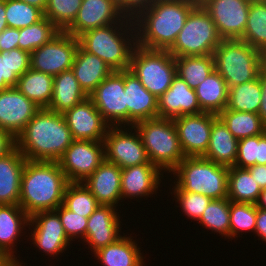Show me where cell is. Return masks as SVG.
Listing matches in <instances>:
<instances>
[{
	"instance_id": "f907efd6",
	"label": "cell",
	"mask_w": 266,
	"mask_h": 266,
	"mask_svg": "<svg viewBox=\"0 0 266 266\" xmlns=\"http://www.w3.org/2000/svg\"><path fill=\"white\" fill-rule=\"evenodd\" d=\"M259 78L261 82L262 98L258 114L266 127V61L263 63L260 69Z\"/></svg>"
},
{
	"instance_id": "cb8c5ba5",
	"label": "cell",
	"mask_w": 266,
	"mask_h": 266,
	"mask_svg": "<svg viewBox=\"0 0 266 266\" xmlns=\"http://www.w3.org/2000/svg\"><path fill=\"white\" fill-rule=\"evenodd\" d=\"M162 171L152 163H144L121 169V197H144L156 193ZM157 189V190H156Z\"/></svg>"
},
{
	"instance_id": "f6af8a7d",
	"label": "cell",
	"mask_w": 266,
	"mask_h": 266,
	"mask_svg": "<svg viewBox=\"0 0 266 266\" xmlns=\"http://www.w3.org/2000/svg\"><path fill=\"white\" fill-rule=\"evenodd\" d=\"M173 188L174 197L177 199L176 202L179 201L182 212L192 220L198 221L212 199L203 194L182 191L176 185Z\"/></svg>"
},
{
	"instance_id": "ee69618b",
	"label": "cell",
	"mask_w": 266,
	"mask_h": 266,
	"mask_svg": "<svg viewBox=\"0 0 266 266\" xmlns=\"http://www.w3.org/2000/svg\"><path fill=\"white\" fill-rule=\"evenodd\" d=\"M257 207L253 203L230 201V231L229 237H238L241 231L255 232Z\"/></svg>"
},
{
	"instance_id": "9a60e30c",
	"label": "cell",
	"mask_w": 266,
	"mask_h": 266,
	"mask_svg": "<svg viewBox=\"0 0 266 266\" xmlns=\"http://www.w3.org/2000/svg\"><path fill=\"white\" fill-rule=\"evenodd\" d=\"M249 5L248 0H211L203 8L222 39H240L245 32Z\"/></svg>"
},
{
	"instance_id": "836d02e7",
	"label": "cell",
	"mask_w": 266,
	"mask_h": 266,
	"mask_svg": "<svg viewBox=\"0 0 266 266\" xmlns=\"http://www.w3.org/2000/svg\"><path fill=\"white\" fill-rule=\"evenodd\" d=\"M218 117L237 140L266 132V127L259 114L233 111L225 108Z\"/></svg>"
},
{
	"instance_id": "5b68a950",
	"label": "cell",
	"mask_w": 266,
	"mask_h": 266,
	"mask_svg": "<svg viewBox=\"0 0 266 266\" xmlns=\"http://www.w3.org/2000/svg\"><path fill=\"white\" fill-rule=\"evenodd\" d=\"M213 56L215 70L228 88L256 79L266 61L265 55L240 39H222Z\"/></svg>"
},
{
	"instance_id": "c3c4849f",
	"label": "cell",
	"mask_w": 266,
	"mask_h": 266,
	"mask_svg": "<svg viewBox=\"0 0 266 266\" xmlns=\"http://www.w3.org/2000/svg\"><path fill=\"white\" fill-rule=\"evenodd\" d=\"M19 29L7 27L0 33V52L18 48Z\"/></svg>"
},
{
	"instance_id": "7dc6e473",
	"label": "cell",
	"mask_w": 266,
	"mask_h": 266,
	"mask_svg": "<svg viewBox=\"0 0 266 266\" xmlns=\"http://www.w3.org/2000/svg\"><path fill=\"white\" fill-rule=\"evenodd\" d=\"M259 152V135L240 139L235 167L247 169L256 164Z\"/></svg>"
},
{
	"instance_id": "277c9868",
	"label": "cell",
	"mask_w": 266,
	"mask_h": 266,
	"mask_svg": "<svg viewBox=\"0 0 266 266\" xmlns=\"http://www.w3.org/2000/svg\"><path fill=\"white\" fill-rule=\"evenodd\" d=\"M78 40L86 52L101 58L113 71L128 70L136 46L134 21L124 17L118 23L89 30Z\"/></svg>"
},
{
	"instance_id": "1f68e13d",
	"label": "cell",
	"mask_w": 266,
	"mask_h": 266,
	"mask_svg": "<svg viewBox=\"0 0 266 266\" xmlns=\"http://www.w3.org/2000/svg\"><path fill=\"white\" fill-rule=\"evenodd\" d=\"M54 76L28 69L19 79L16 88L40 108H47L53 94Z\"/></svg>"
},
{
	"instance_id": "74e56055",
	"label": "cell",
	"mask_w": 266,
	"mask_h": 266,
	"mask_svg": "<svg viewBox=\"0 0 266 266\" xmlns=\"http://www.w3.org/2000/svg\"><path fill=\"white\" fill-rule=\"evenodd\" d=\"M30 69V53L20 48L0 52V82L16 87L19 77Z\"/></svg>"
},
{
	"instance_id": "be15d7a7",
	"label": "cell",
	"mask_w": 266,
	"mask_h": 266,
	"mask_svg": "<svg viewBox=\"0 0 266 266\" xmlns=\"http://www.w3.org/2000/svg\"><path fill=\"white\" fill-rule=\"evenodd\" d=\"M10 86L6 82H0V91L8 89Z\"/></svg>"
},
{
	"instance_id": "ffe728a7",
	"label": "cell",
	"mask_w": 266,
	"mask_h": 266,
	"mask_svg": "<svg viewBox=\"0 0 266 266\" xmlns=\"http://www.w3.org/2000/svg\"><path fill=\"white\" fill-rule=\"evenodd\" d=\"M112 205H99L88 217L86 236L84 242L91 246L93 253L115 242L121 237L120 218L116 207Z\"/></svg>"
},
{
	"instance_id": "d590c367",
	"label": "cell",
	"mask_w": 266,
	"mask_h": 266,
	"mask_svg": "<svg viewBox=\"0 0 266 266\" xmlns=\"http://www.w3.org/2000/svg\"><path fill=\"white\" fill-rule=\"evenodd\" d=\"M261 82L259 76L249 82L229 87L227 109L258 114L261 105Z\"/></svg>"
},
{
	"instance_id": "11a10c76",
	"label": "cell",
	"mask_w": 266,
	"mask_h": 266,
	"mask_svg": "<svg viewBox=\"0 0 266 266\" xmlns=\"http://www.w3.org/2000/svg\"><path fill=\"white\" fill-rule=\"evenodd\" d=\"M256 164L266 165V132L259 135V152Z\"/></svg>"
},
{
	"instance_id": "83f0119b",
	"label": "cell",
	"mask_w": 266,
	"mask_h": 266,
	"mask_svg": "<svg viewBox=\"0 0 266 266\" xmlns=\"http://www.w3.org/2000/svg\"><path fill=\"white\" fill-rule=\"evenodd\" d=\"M238 142L223 121L217 117L212 122L209 145L204 158L217 164L232 167L238 153Z\"/></svg>"
},
{
	"instance_id": "9f6ffc18",
	"label": "cell",
	"mask_w": 266,
	"mask_h": 266,
	"mask_svg": "<svg viewBox=\"0 0 266 266\" xmlns=\"http://www.w3.org/2000/svg\"><path fill=\"white\" fill-rule=\"evenodd\" d=\"M7 28L5 0L0 1V33Z\"/></svg>"
},
{
	"instance_id": "e7e4bbea",
	"label": "cell",
	"mask_w": 266,
	"mask_h": 266,
	"mask_svg": "<svg viewBox=\"0 0 266 266\" xmlns=\"http://www.w3.org/2000/svg\"><path fill=\"white\" fill-rule=\"evenodd\" d=\"M250 3L251 2H265L266 0H248Z\"/></svg>"
},
{
	"instance_id": "2e32d148",
	"label": "cell",
	"mask_w": 266,
	"mask_h": 266,
	"mask_svg": "<svg viewBox=\"0 0 266 266\" xmlns=\"http://www.w3.org/2000/svg\"><path fill=\"white\" fill-rule=\"evenodd\" d=\"M63 116L73 140L103 141L110 127L89 96Z\"/></svg>"
},
{
	"instance_id": "d4e9b609",
	"label": "cell",
	"mask_w": 266,
	"mask_h": 266,
	"mask_svg": "<svg viewBox=\"0 0 266 266\" xmlns=\"http://www.w3.org/2000/svg\"><path fill=\"white\" fill-rule=\"evenodd\" d=\"M25 156L14 147L0 158V205H19Z\"/></svg>"
},
{
	"instance_id": "ac0fdd59",
	"label": "cell",
	"mask_w": 266,
	"mask_h": 266,
	"mask_svg": "<svg viewBox=\"0 0 266 266\" xmlns=\"http://www.w3.org/2000/svg\"><path fill=\"white\" fill-rule=\"evenodd\" d=\"M35 225V226H34ZM29 226L33 227L31 231L32 241L35 247L39 248L47 255L63 253L70 245L61 219L58 213L54 211H41L33 214L29 220Z\"/></svg>"
},
{
	"instance_id": "d6986e66",
	"label": "cell",
	"mask_w": 266,
	"mask_h": 266,
	"mask_svg": "<svg viewBox=\"0 0 266 266\" xmlns=\"http://www.w3.org/2000/svg\"><path fill=\"white\" fill-rule=\"evenodd\" d=\"M122 18L111 0H82L74 22L65 32L78 38L89 30L118 23Z\"/></svg>"
},
{
	"instance_id": "ba28073f",
	"label": "cell",
	"mask_w": 266,
	"mask_h": 266,
	"mask_svg": "<svg viewBox=\"0 0 266 266\" xmlns=\"http://www.w3.org/2000/svg\"><path fill=\"white\" fill-rule=\"evenodd\" d=\"M156 98L164 94L176 74L175 57L168 50H151L136 45L128 69Z\"/></svg>"
},
{
	"instance_id": "b9f144b4",
	"label": "cell",
	"mask_w": 266,
	"mask_h": 266,
	"mask_svg": "<svg viewBox=\"0 0 266 266\" xmlns=\"http://www.w3.org/2000/svg\"><path fill=\"white\" fill-rule=\"evenodd\" d=\"M7 27L16 29L29 27L44 17V13L36 6L20 0H5Z\"/></svg>"
},
{
	"instance_id": "f1b7e54d",
	"label": "cell",
	"mask_w": 266,
	"mask_h": 266,
	"mask_svg": "<svg viewBox=\"0 0 266 266\" xmlns=\"http://www.w3.org/2000/svg\"><path fill=\"white\" fill-rule=\"evenodd\" d=\"M87 97L74 72L67 70L54 76L52 99L46 109L63 114Z\"/></svg>"
},
{
	"instance_id": "6da1fadb",
	"label": "cell",
	"mask_w": 266,
	"mask_h": 266,
	"mask_svg": "<svg viewBox=\"0 0 266 266\" xmlns=\"http://www.w3.org/2000/svg\"><path fill=\"white\" fill-rule=\"evenodd\" d=\"M73 141L63 114L41 108L15 139L28 161L58 162Z\"/></svg>"
},
{
	"instance_id": "03108f58",
	"label": "cell",
	"mask_w": 266,
	"mask_h": 266,
	"mask_svg": "<svg viewBox=\"0 0 266 266\" xmlns=\"http://www.w3.org/2000/svg\"><path fill=\"white\" fill-rule=\"evenodd\" d=\"M22 264H23V263H21V262L19 263V262H18V263L15 264L14 266H22ZM24 266H25V265H24Z\"/></svg>"
},
{
	"instance_id": "44dd1931",
	"label": "cell",
	"mask_w": 266,
	"mask_h": 266,
	"mask_svg": "<svg viewBox=\"0 0 266 266\" xmlns=\"http://www.w3.org/2000/svg\"><path fill=\"white\" fill-rule=\"evenodd\" d=\"M195 89L176 75L169 89L158 98V118L201 113Z\"/></svg>"
},
{
	"instance_id": "7a4b0ae2",
	"label": "cell",
	"mask_w": 266,
	"mask_h": 266,
	"mask_svg": "<svg viewBox=\"0 0 266 266\" xmlns=\"http://www.w3.org/2000/svg\"><path fill=\"white\" fill-rule=\"evenodd\" d=\"M194 7L188 0H156L133 20L136 45L151 50H169Z\"/></svg>"
},
{
	"instance_id": "6f0895ef",
	"label": "cell",
	"mask_w": 266,
	"mask_h": 266,
	"mask_svg": "<svg viewBox=\"0 0 266 266\" xmlns=\"http://www.w3.org/2000/svg\"><path fill=\"white\" fill-rule=\"evenodd\" d=\"M20 1H23L29 5L36 6L39 9H41L43 12L47 5V0H20Z\"/></svg>"
},
{
	"instance_id": "6125c7cd",
	"label": "cell",
	"mask_w": 266,
	"mask_h": 266,
	"mask_svg": "<svg viewBox=\"0 0 266 266\" xmlns=\"http://www.w3.org/2000/svg\"><path fill=\"white\" fill-rule=\"evenodd\" d=\"M192 3L195 7H203L211 0H188Z\"/></svg>"
},
{
	"instance_id": "f35d334b",
	"label": "cell",
	"mask_w": 266,
	"mask_h": 266,
	"mask_svg": "<svg viewBox=\"0 0 266 266\" xmlns=\"http://www.w3.org/2000/svg\"><path fill=\"white\" fill-rule=\"evenodd\" d=\"M73 213L88 218L100 205L83 182H69L62 203Z\"/></svg>"
},
{
	"instance_id": "7c38bea8",
	"label": "cell",
	"mask_w": 266,
	"mask_h": 266,
	"mask_svg": "<svg viewBox=\"0 0 266 266\" xmlns=\"http://www.w3.org/2000/svg\"><path fill=\"white\" fill-rule=\"evenodd\" d=\"M130 128L126 131L122 129V125L110 126L103 139L105 160L121 169L151 163L138 131L133 126Z\"/></svg>"
},
{
	"instance_id": "603a6c76",
	"label": "cell",
	"mask_w": 266,
	"mask_h": 266,
	"mask_svg": "<svg viewBox=\"0 0 266 266\" xmlns=\"http://www.w3.org/2000/svg\"><path fill=\"white\" fill-rule=\"evenodd\" d=\"M100 205L118 206L121 197V168L104 160L83 182Z\"/></svg>"
},
{
	"instance_id": "94428289",
	"label": "cell",
	"mask_w": 266,
	"mask_h": 266,
	"mask_svg": "<svg viewBox=\"0 0 266 266\" xmlns=\"http://www.w3.org/2000/svg\"><path fill=\"white\" fill-rule=\"evenodd\" d=\"M15 263L5 255L0 254V266H14Z\"/></svg>"
},
{
	"instance_id": "484cf974",
	"label": "cell",
	"mask_w": 266,
	"mask_h": 266,
	"mask_svg": "<svg viewBox=\"0 0 266 266\" xmlns=\"http://www.w3.org/2000/svg\"><path fill=\"white\" fill-rule=\"evenodd\" d=\"M29 220L30 217L20 205H0V254L5 255L15 264L20 261L15 257L13 247L23 233L21 231L24 226L29 225Z\"/></svg>"
},
{
	"instance_id": "816d5d0a",
	"label": "cell",
	"mask_w": 266,
	"mask_h": 266,
	"mask_svg": "<svg viewBox=\"0 0 266 266\" xmlns=\"http://www.w3.org/2000/svg\"><path fill=\"white\" fill-rule=\"evenodd\" d=\"M251 173V176L254 177L260 188L266 189V165L255 164L247 168Z\"/></svg>"
},
{
	"instance_id": "e575fe53",
	"label": "cell",
	"mask_w": 266,
	"mask_h": 266,
	"mask_svg": "<svg viewBox=\"0 0 266 266\" xmlns=\"http://www.w3.org/2000/svg\"><path fill=\"white\" fill-rule=\"evenodd\" d=\"M175 64L176 74L192 89L197 88L215 70L213 55L178 57Z\"/></svg>"
},
{
	"instance_id": "ab89813d",
	"label": "cell",
	"mask_w": 266,
	"mask_h": 266,
	"mask_svg": "<svg viewBox=\"0 0 266 266\" xmlns=\"http://www.w3.org/2000/svg\"><path fill=\"white\" fill-rule=\"evenodd\" d=\"M60 30L46 17L29 27L19 29L18 48L31 53L49 42Z\"/></svg>"
},
{
	"instance_id": "8d00e7d4",
	"label": "cell",
	"mask_w": 266,
	"mask_h": 266,
	"mask_svg": "<svg viewBox=\"0 0 266 266\" xmlns=\"http://www.w3.org/2000/svg\"><path fill=\"white\" fill-rule=\"evenodd\" d=\"M240 40L266 56V1L250 3L245 32Z\"/></svg>"
},
{
	"instance_id": "4dcf8cb0",
	"label": "cell",
	"mask_w": 266,
	"mask_h": 266,
	"mask_svg": "<svg viewBox=\"0 0 266 266\" xmlns=\"http://www.w3.org/2000/svg\"><path fill=\"white\" fill-rule=\"evenodd\" d=\"M195 93L202 112L219 115L227 107L229 88L216 70L195 88Z\"/></svg>"
},
{
	"instance_id": "30bf717a",
	"label": "cell",
	"mask_w": 266,
	"mask_h": 266,
	"mask_svg": "<svg viewBox=\"0 0 266 266\" xmlns=\"http://www.w3.org/2000/svg\"><path fill=\"white\" fill-rule=\"evenodd\" d=\"M78 47V38L60 31L30 53V68L52 76L71 70Z\"/></svg>"
},
{
	"instance_id": "f5cc1de1",
	"label": "cell",
	"mask_w": 266,
	"mask_h": 266,
	"mask_svg": "<svg viewBox=\"0 0 266 266\" xmlns=\"http://www.w3.org/2000/svg\"><path fill=\"white\" fill-rule=\"evenodd\" d=\"M15 147V139L0 128V158L5 156Z\"/></svg>"
},
{
	"instance_id": "8992f818",
	"label": "cell",
	"mask_w": 266,
	"mask_h": 266,
	"mask_svg": "<svg viewBox=\"0 0 266 266\" xmlns=\"http://www.w3.org/2000/svg\"><path fill=\"white\" fill-rule=\"evenodd\" d=\"M138 131L149 161L161 171H171L185 158L177 129L171 118H153L133 125Z\"/></svg>"
},
{
	"instance_id": "681fc988",
	"label": "cell",
	"mask_w": 266,
	"mask_h": 266,
	"mask_svg": "<svg viewBox=\"0 0 266 266\" xmlns=\"http://www.w3.org/2000/svg\"><path fill=\"white\" fill-rule=\"evenodd\" d=\"M156 0H125V17L134 20Z\"/></svg>"
},
{
	"instance_id": "7402d4cb",
	"label": "cell",
	"mask_w": 266,
	"mask_h": 266,
	"mask_svg": "<svg viewBox=\"0 0 266 266\" xmlns=\"http://www.w3.org/2000/svg\"><path fill=\"white\" fill-rule=\"evenodd\" d=\"M124 93H126L129 127L139 121L158 117V98L150 93L129 70H125Z\"/></svg>"
},
{
	"instance_id": "db71d44e",
	"label": "cell",
	"mask_w": 266,
	"mask_h": 266,
	"mask_svg": "<svg viewBox=\"0 0 266 266\" xmlns=\"http://www.w3.org/2000/svg\"><path fill=\"white\" fill-rule=\"evenodd\" d=\"M255 232L262 241L266 242V210L257 208Z\"/></svg>"
},
{
	"instance_id": "bcb514c9",
	"label": "cell",
	"mask_w": 266,
	"mask_h": 266,
	"mask_svg": "<svg viewBox=\"0 0 266 266\" xmlns=\"http://www.w3.org/2000/svg\"><path fill=\"white\" fill-rule=\"evenodd\" d=\"M55 211L58 213L64 231L70 241H73V238L77 239L81 237L84 241L86 236V228L88 223V218L83 215L73 213L71 210H68L63 204L58 206Z\"/></svg>"
},
{
	"instance_id": "680465c9",
	"label": "cell",
	"mask_w": 266,
	"mask_h": 266,
	"mask_svg": "<svg viewBox=\"0 0 266 266\" xmlns=\"http://www.w3.org/2000/svg\"><path fill=\"white\" fill-rule=\"evenodd\" d=\"M256 207L259 209L266 210V189H263L259 194V198L255 203Z\"/></svg>"
},
{
	"instance_id": "4fadbf2b",
	"label": "cell",
	"mask_w": 266,
	"mask_h": 266,
	"mask_svg": "<svg viewBox=\"0 0 266 266\" xmlns=\"http://www.w3.org/2000/svg\"><path fill=\"white\" fill-rule=\"evenodd\" d=\"M104 160L103 141L73 140L58 162L69 182H84Z\"/></svg>"
},
{
	"instance_id": "5bb4252c",
	"label": "cell",
	"mask_w": 266,
	"mask_h": 266,
	"mask_svg": "<svg viewBox=\"0 0 266 266\" xmlns=\"http://www.w3.org/2000/svg\"><path fill=\"white\" fill-rule=\"evenodd\" d=\"M218 115L201 112L173 118L185 157L204 156L210 140L212 122Z\"/></svg>"
},
{
	"instance_id": "7bdbcfd3",
	"label": "cell",
	"mask_w": 266,
	"mask_h": 266,
	"mask_svg": "<svg viewBox=\"0 0 266 266\" xmlns=\"http://www.w3.org/2000/svg\"><path fill=\"white\" fill-rule=\"evenodd\" d=\"M82 0H47L44 17L60 31H65L75 20Z\"/></svg>"
},
{
	"instance_id": "91938a15",
	"label": "cell",
	"mask_w": 266,
	"mask_h": 266,
	"mask_svg": "<svg viewBox=\"0 0 266 266\" xmlns=\"http://www.w3.org/2000/svg\"><path fill=\"white\" fill-rule=\"evenodd\" d=\"M119 9L120 13L125 17V0H111Z\"/></svg>"
},
{
	"instance_id": "f546056e",
	"label": "cell",
	"mask_w": 266,
	"mask_h": 266,
	"mask_svg": "<svg viewBox=\"0 0 266 266\" xmlns=\"http://www.w3.org/2000/svg\"><path fill=\"white\" fill-rule=\"evenodd\" d=\"M132 237L121 236L115 242L96 251L94 256L104 266H143L144 256L141 250L132 241Z\"/></svg>"
},
{
	"instance_id": "52a82bcc",
	"label": "cell",
	"mask_w": 266,
	"mask_h": 266,
	"mask_svg": "<svg viewBox=\"0 0 266 266\" xmlns=\"http://www.w3.org/2000/svg\"><path fill=\"white\" fill-rule=\"evenodd\" d=\"M228 169L199 156L185 157L172 172L177 176L174 184L182 191L223 199L227 198Z\"/></svg>"
},
{
	"instance_id": "e0dca14e",
	"label": "cell",
	"mask_w": 266,
	"mask_h": 266,
	"mask_svg": "<svg viewBox=\"0 0 266 266\" xmlns=\"http://www.w3.org/2000/svg\"><path fill=\"white\" fill-rule=\"evenodd\" d=\"M41 108L16 87L0 91V128L14 139Z\"/></svg>"
},
{
	"instance_id": "d6a6232c",
	"label": "cell",
	"mask_w": 266,
	"mask_h": 266,
	"mask_svg": "<svg viewBox=\"0 0 266 266\" xmlns=\"http://www.w3.org/2000/svg\"><path fill=\"white\" fill-rule=\"evenodd\" d=\"M262 189L247 169H228L227 198L232 202L255 204Z\"/></svg>"
},
{
	"instance_id": "8fae6325",
	"label": "cell",
	"mask_w": 266,
	"mask_h": 266,
	"mask_svg": "<svg viewBox=\"0 0 266 266\" xmlns=\"http://www.w3.org/2000/svg\"><path fill=\"white\" fill-rule=\"evenodd\" d=\"M125 70L112 71L89 95L109 126L128 125ZM126 125V126H125Z\"/></svg>"
},
{
	"instance_id": "3957f363",
	"label": "cell",
	"mask_w": 266,
	"mask_h": 266,
	"mask_svg": "<svg viewBox=\"0 0 266 266\" xmlns=\"http://www.w3.org/2000/svg\"><path fill=\"white\" fill-rule=\"evenodd\" d=\"M68 183L59 162L26 160L19 205L29 217L41 211H54L62 205Z\"/></svg>"
},
{
	"instance_id": "60d3db41",
	"label": "cell",
	"mask_w": 266,
	"mask_h": 266,
	"mask_svg": "<svg viewBox=\"0 0 266 266\" xmlns=\"http://www.w3.org/2000/svg\"><path fill=\"white\" fill-rule=\"evenodd\" d=\"M200 225L229 238L230 200L228 198L212 199L199 219Z\"/></svg>"
},
{
	"instance_id": "4316f807",
	"label": "cell",
	"mask_w": 266,
	"mask_h": 266,
	"mask_svg": "<svg viewBox=\"0 0 266 266\" xmlns=\"http://www.w3.org/2000/svg\"><path fill=\"white\" fill-rule=\"evenodd\" d=\"M71 70L88 96L113 71L101 58L86 52L80 45Z\"/></svg>"
},
{
	"instance_id": "9c48e42d",
	"label": "cell",
	"mask_w": 266,
	"mask_h": 266,
	"mask_svg": "<svg viewBox=\"0 0 266 266\" xmlns=\"http://www.w3.org/2000/svg\"><path fill=\"white\" fill-rule=\"evenodd\" d=\"M221 40L207 11L203 7H194L168 52L175 58L213 55Z\"/></svg>"
}]
</instances>
